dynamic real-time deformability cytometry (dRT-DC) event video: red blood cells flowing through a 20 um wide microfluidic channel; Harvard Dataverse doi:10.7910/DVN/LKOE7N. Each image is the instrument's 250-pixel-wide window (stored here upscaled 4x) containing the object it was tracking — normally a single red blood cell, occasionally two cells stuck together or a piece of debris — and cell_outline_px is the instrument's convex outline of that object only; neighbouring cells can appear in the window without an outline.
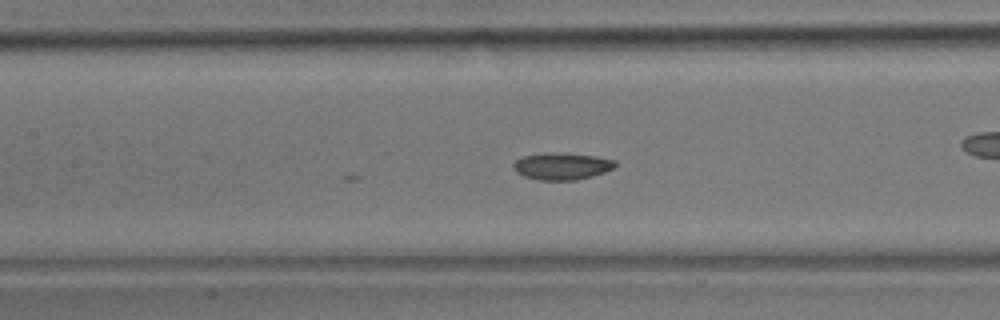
{"species": "common noctule bat (a hibernating species)", "species_latin": "Nyctalus noctula", "temperature_condition": "room temperature", "stored_images_in_passage": 20, "camera_frame_rate_fps": 3000, "um_per_image_px": 0.085, "animal": {"sex": "male", "body_mass_g": 17.9}, "frame": {"image": 1, "passage_image": 20, "time_ms": 6.333, "image_size_px": [1000, 320], "cell_outline_px": [[616, 168], [592, 176], [576, 180], [536, 180], [524, 176], [516, 172], [512, 164], [516, 160], [524, 156], [544, 152], [596, 156], [616, 160]], "centroid_in_image_um": [47.76, 14.13], "position_along_channel_um": 159.6, "area_um2": 16.01}}